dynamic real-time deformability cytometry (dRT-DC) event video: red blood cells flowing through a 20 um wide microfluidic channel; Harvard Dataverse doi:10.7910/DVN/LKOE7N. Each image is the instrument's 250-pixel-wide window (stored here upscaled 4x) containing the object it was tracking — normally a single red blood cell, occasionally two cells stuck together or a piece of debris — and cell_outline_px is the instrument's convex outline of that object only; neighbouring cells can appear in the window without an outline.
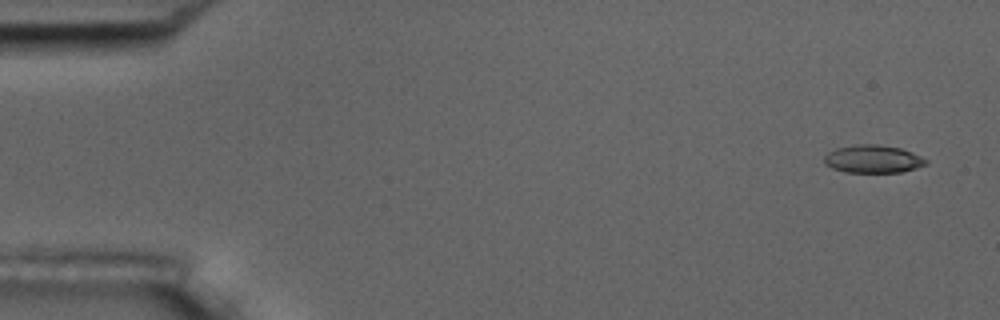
{"species": "common noctule bat (a hibernating species)", "species_latin": "Nyctalus noctula", "temperature_condition": "room temperature", "stored_images_in_passage": 4, "camera_frame_rate_fps": 3000, "um_per_image_px": 0.085, "animal": {"sex": "male", "body_mass_g": 17.5, "forearm_length_mm": 52.3}, "frame": {"image": 1, "passage_image": 1, "time_ms": 0.0, "image_size_px": [1000, 320], "cell_outline_px": [[928, 164], [916, 168], [900, 172], [844, 172], [832, 168], [824, 164], [824, 156], [828, 152], [836, 148], [856, 144], [876, 144], [900, 148], [912, 152], [928, 160]], "centroid_in_image_um": [74.19, 13.51], "position_along_channel_um": 10.8, "area_um2": 16.59}}
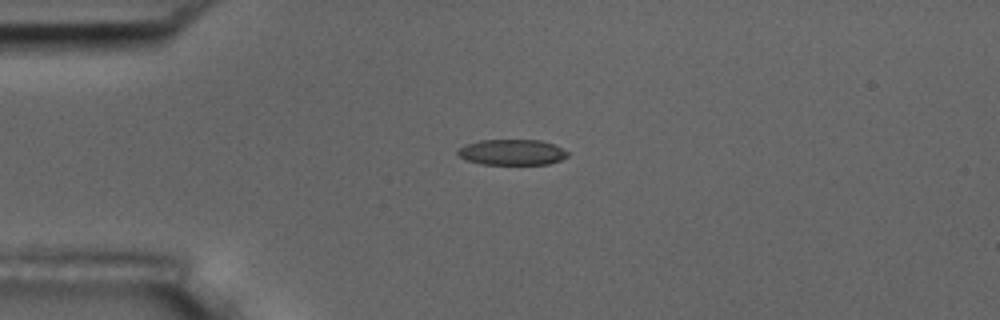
{"frame": {"image": 2, "passage_image": 4, "time_ms": 3.667, "image_size_px": [1000, 320], "cell_outline_px": [[568, 156], [560, 160], [548, 164], [480, 164], [464, 160], [456, 152], [464, 144], [480, 140], [540, 140], [552, 144], [568, 152]], "centroid_in_image_um": [43.47, 12.94], "position_along_channel_um": 41.5, "area_um2": 16.42}}